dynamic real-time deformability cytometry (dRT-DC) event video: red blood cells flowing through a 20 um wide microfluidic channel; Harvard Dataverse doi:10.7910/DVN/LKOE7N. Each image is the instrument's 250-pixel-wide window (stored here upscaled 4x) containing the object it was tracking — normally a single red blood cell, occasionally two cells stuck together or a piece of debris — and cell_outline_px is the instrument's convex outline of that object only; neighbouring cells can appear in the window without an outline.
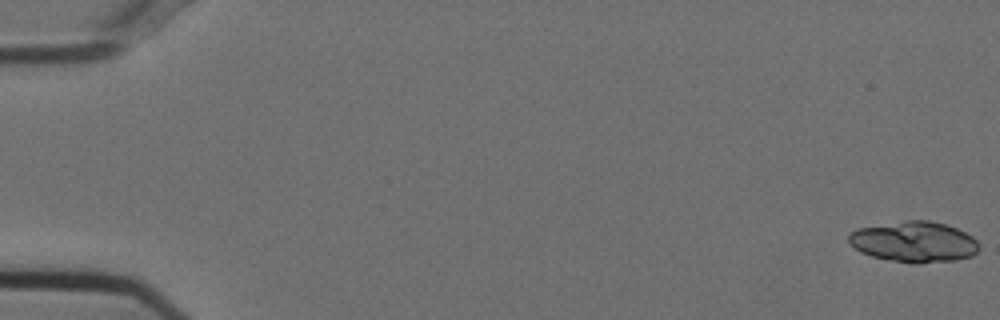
{"species": "Egyptian fruit bat (a non-hibernating species)", "species_latin": "Rousettus aegyptiacus", "temperature_condition": "cold", "stored_images_in_passage": 22, "camera_frame_rate_fps": 3000, "um_per_image_px": 0.085, "animal": {"sex": "female"}, "frame": {"image": 1, "passage_image": 1, "time_ms": 0.0, "image_size_px": [1000, 320], "cell_outline_px": [[980, 248], [972, 256], [956, 260], [920, 264], [916, 264], [888, 260], [872, 256], [860, 252], [848, 244], [848, 236], [856, 228], [908, 220], [928, 220], [944, 224], [956, 228], [972, 236], [976, 240]], "centroid_in_image_um": [77.68, 20.57], "position_along_channel_um": 7.3, "area_um2": 31.15}}